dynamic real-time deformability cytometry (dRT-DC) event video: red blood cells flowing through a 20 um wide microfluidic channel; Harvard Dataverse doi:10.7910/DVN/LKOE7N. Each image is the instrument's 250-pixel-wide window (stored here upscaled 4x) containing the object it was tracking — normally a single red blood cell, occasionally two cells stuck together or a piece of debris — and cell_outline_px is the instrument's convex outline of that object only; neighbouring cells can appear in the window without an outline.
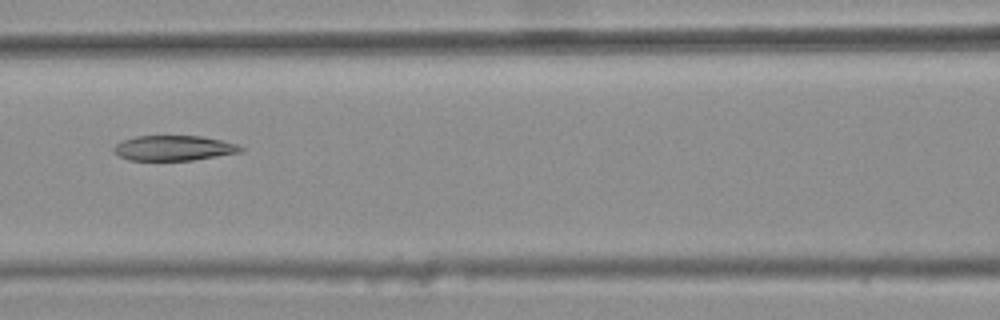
{"species": "common noctule bat (a hibernating species)", "species_latin": "Nyctalus noctula", "temperature_condition": "warm", "stored_images_in_passage": 6, "camera_frame_rate_fps": 3000, "um_per_image_px": 0.085, "animal": {"sex": "female", "body_mass_g": 25.1}, "frame": {"image": 1, "passage_image": 6, "time_ms": 1.667, "image_size_px": [1000, 320], "cell_outline_px": [[244, 152], [192, 160], [128, 160], [112, 152], [112, 148], [116, 144], [124, 140], [136, 136], [200, 136], [220, 140], [236, 144], [244, 148]], "centroid_in_image_um": [14.77, 12.59], "position_along_channel_um": 151.8, "area_um2": 18.55}}